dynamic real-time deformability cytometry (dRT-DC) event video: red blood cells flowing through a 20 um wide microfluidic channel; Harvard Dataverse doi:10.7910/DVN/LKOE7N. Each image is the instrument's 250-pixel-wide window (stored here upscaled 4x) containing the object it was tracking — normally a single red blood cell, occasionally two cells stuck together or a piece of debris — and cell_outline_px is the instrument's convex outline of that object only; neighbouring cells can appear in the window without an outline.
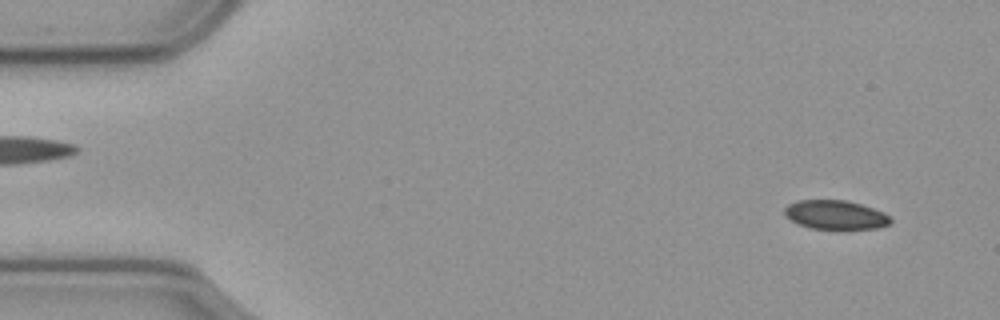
{"species": "common noctule bat (a hibernating species)", "species_latin": "Nyctalus noctula", "temperature_condition": "cold", "stored_images_in_passage": 57, "camera_frame_rate_fps": 3000, "um_per_image_px": 0.085, "animal": {"sex": "male", "body_mass_g": 23.1, "forearm_length_mm": 52.7}, "frame": {"image": 1, "passage_image": 4, "time_ms": 1.0, "image_size_px": [1000, 320], "cell_outline_px": [[892, 220], [888, 224], [876, 228], [812, 228], [800, 224], [792, 220], [784, 212], [784, 208], [788, 204], [796, 200], [848, 200], [884, 212]], "centroid_in_image_um": [71.0, 18.23], "position_along_channel_um": 14.0, "area_um2": 17.51}}
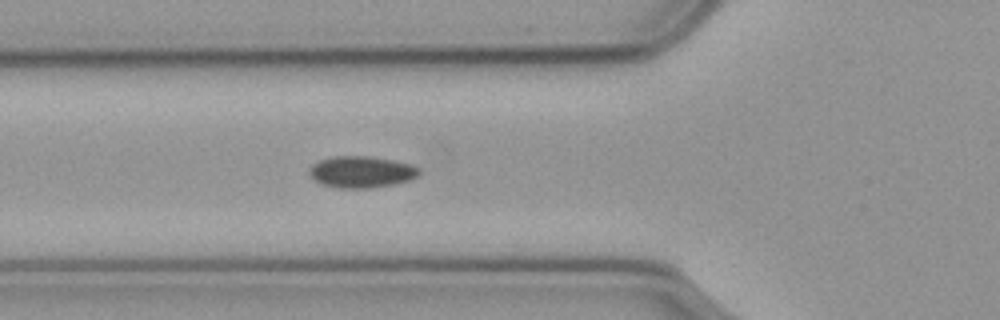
{"frame": {"image": 2, "passage_image": 20, "time_ms": 6.333, "image_size_px": [1000, 320], "cell_outline_px": [[420, 172], [416, 176], [408, 180], [392, 184], [372, 188], [336, 188], [320, 184], [312, 180], [308, 172], [308, 168], [312, 164], [320, 160], [336, 156], [368, 156], [392, 160], [412, 164], [420, 168]], "centroid_in_image_um": [30.66, 14.62], "position_along_channel_um": 95.1, "area_um2": 20.35}}
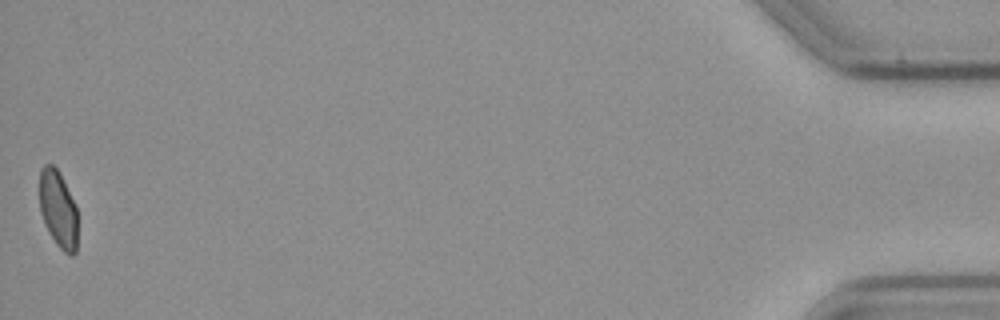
{"frame": {"image": 3, "passage_image": 57, "time_ms": 18.667, "image_size_px": [1000, 320], "cell_outline_px": [[76, 252], [72, 256], [64, 252], [56, 244], [44, 224], [40, 212], [40, 168], [44, 164], [52, 164], [60, 172], [76, 204]], "centroid_in_image_um": [4.93, 17.75], "position_along_channel_um": 430.3, "area_um2": 17.22}}